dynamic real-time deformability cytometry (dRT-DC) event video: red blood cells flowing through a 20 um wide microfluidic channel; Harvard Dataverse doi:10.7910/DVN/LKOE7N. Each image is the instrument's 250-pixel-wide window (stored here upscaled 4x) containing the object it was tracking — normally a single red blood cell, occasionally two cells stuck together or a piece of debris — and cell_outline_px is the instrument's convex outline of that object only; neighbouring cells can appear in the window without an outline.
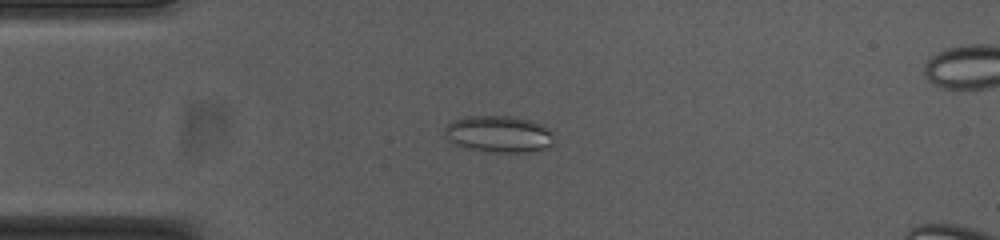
{"species": "common noctule bat (a hibernating species)", "species_latin": "Nyctalus noctula", "temperature_condition": "cold", "stored_images_in_passage": 47, "camera_frame_rate_fps": 3000, "um_per_image_px": 0.085, "animal": {"sex": "female", "body_mass_g": 23.0, "forearm_length_mm": 53.4}, "frame": {"image": 1, "passage_image": 5, "time_ms": 1.333, "image_size_px": [1000, 240], "cell_outline_px": [[552, 144], [548, 148], [536, 152], [496, 152], [472, 148], [456, 144], [444, 136], [444, 132], [448, 124], [452, 120], [464, 116], [508, 116], [528, 120], [544, 124], [552, 132]], "centroid_in_image_um": [42.44, 11.39], "position_along_channel_um": 42.6, "area_um2": 23.29}}
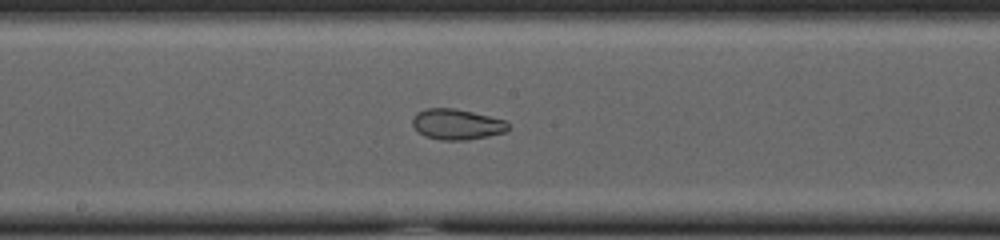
{"frame": {"image": 2, "passage_image": 20, "time_ms": 6.333, "image_size_px": [1000, 240], "cell_outline_px": [[508, 128], [504, 132], [488, 136], [468, 140], [440, 140], [424, 136], [412, 124], [412, 120], [416, 112], [424, 108], [456, 108], [504, 120], [508, 124]], "centroid_in_image_um": [38.79, 10.56], "position_along_channel_um": 209.4, "area_um2": 16.99}}
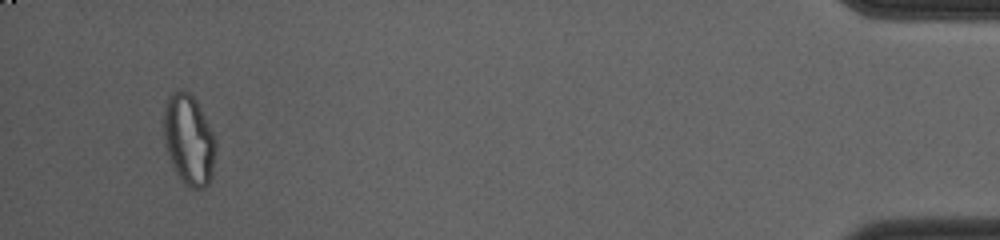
{"frame": {"image": 3, "passage_image": 43, "time_ms": 14.0, "image_size_px": [1000, 240], "cell_outline_px": [[216, 144], [212, 176], [208, 184], [204, 188], [192, 188], [184, 184], [176, 172], [172, 164], [168, 152], [164, 136], [164, 108], [168, 96], [172, 92], [180, 88], [184, 88], [196, 100], [216, 140]], "centroid_in_image_um": [16.05, 11.86], "position_along_channel_um": 419.1, "area_um2": 27.22}}